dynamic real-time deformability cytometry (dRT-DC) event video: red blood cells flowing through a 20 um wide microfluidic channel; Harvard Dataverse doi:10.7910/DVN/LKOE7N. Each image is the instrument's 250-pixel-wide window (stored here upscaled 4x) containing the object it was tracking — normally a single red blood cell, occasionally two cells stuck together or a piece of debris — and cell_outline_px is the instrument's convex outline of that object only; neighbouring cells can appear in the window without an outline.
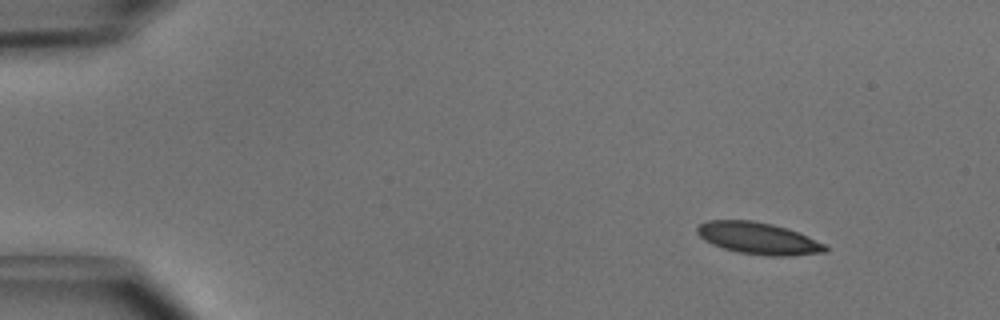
{"species": "common noctule bat (a hibernating species)", "species_latin": "Nyctalus noctula", "temperature_condition": "cold", "stored_images_in_passage": 3, "camera_frame_rate_fps": 3000, "um_per_image_px": 0.085, "animal": {"sex": "male", "body_mass_g": 15.6}, "frame": {"image": 1, "passage_image": 1, "time_ms": 0.0, "image_size_px": [1000, 320], "cell_outline_px": [[828, 252], [792, 256], [764, 256], [740, 252], [724, 248], [712, 244], [704, 240], [696, 232], [696, 228], [700, 224], [708, 220], [752, 220], [772, 224], [788, 228], [808, 236], [824, 244], [828, 248]], "centroid_in_image_um": [64.48, 20.26], "position_along_channel_um": 20.5, "area_um2": 23.87}}